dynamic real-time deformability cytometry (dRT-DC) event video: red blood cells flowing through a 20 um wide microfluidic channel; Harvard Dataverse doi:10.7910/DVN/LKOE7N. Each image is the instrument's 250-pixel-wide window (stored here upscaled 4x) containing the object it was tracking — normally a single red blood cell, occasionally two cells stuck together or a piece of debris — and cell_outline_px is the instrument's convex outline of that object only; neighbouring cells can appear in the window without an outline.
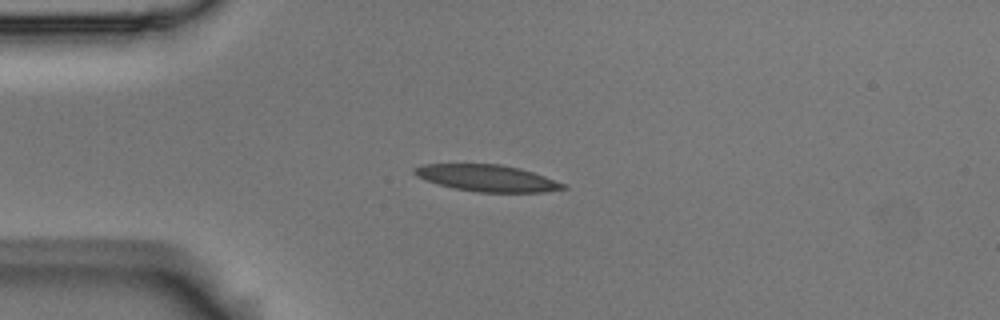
{"species": "Egyptian fruit bat (a non-hibernating species)", "species_latin": "Rousettus aegyptiacus", "temperature_condition": "room temperature", "stored_images_in_passage": 8, "camera_frame_rate_fps": 3000, "um_per_image_px": 0.085, "animal": {"sex": "male"}, "frame": {"image": 1, "passage_image": 2, "time_ms": 0.333, "image_size_px": [1000, 320], "cell_outline_px": [[568, 188], [544, 192], [476, 192], [456, 188], [440, 184], [416, 176], [412, 172], [412, 168], [424, 164], [500, 164], [520, 168], [568, 184]], "centroid_in_image_um": [41.44, 15.13], "position_along_channel_um": 43.6, "area_um2": 23.0}}
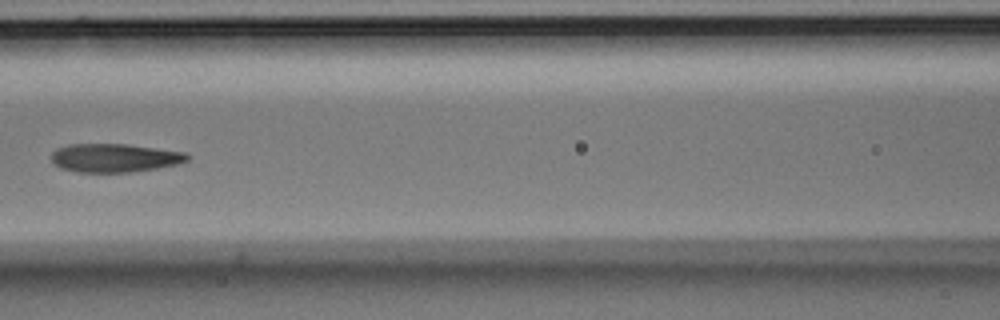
{"frame": {"image": 2, "passage_image": 5, "time_ms": 1.333, "image_size_px": [1000, 320], "cell_outline_px": [[192, 156], [188, 160], [176, 164], [156, 168], [128, 172], [76, 172], [60, 168], [52, 160], [52, 152], [56, 148], [68, 144], [128, 144], [184, 152]], "centroid_in_image_um": [9.73, 13.41], "position_along_channel_um": 156.9, "area_um2": 22.54}}
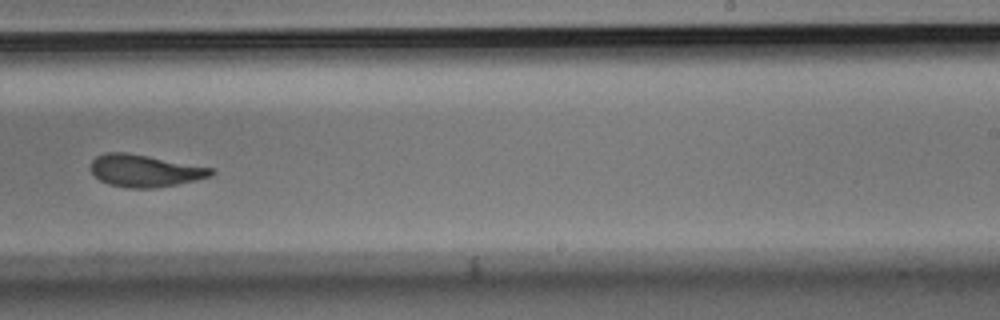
{"frame": {"image": 3, "passage_image": 8, "time_ms": 2.333, "image_size_px": [1000, 320], "cell_outline_px": [[216, 172], [212, 176], [196, 180], [156, 188], [128, 188], [108, 184], [100, 180], [88, 168], [92, 160], [96, 156], [104, 152], [128, 152], [212, 168]], "centroid_in_image_um": [12.28, 14.51], "position_along_channel_um": 276.7, "area_um2": 22.72}}